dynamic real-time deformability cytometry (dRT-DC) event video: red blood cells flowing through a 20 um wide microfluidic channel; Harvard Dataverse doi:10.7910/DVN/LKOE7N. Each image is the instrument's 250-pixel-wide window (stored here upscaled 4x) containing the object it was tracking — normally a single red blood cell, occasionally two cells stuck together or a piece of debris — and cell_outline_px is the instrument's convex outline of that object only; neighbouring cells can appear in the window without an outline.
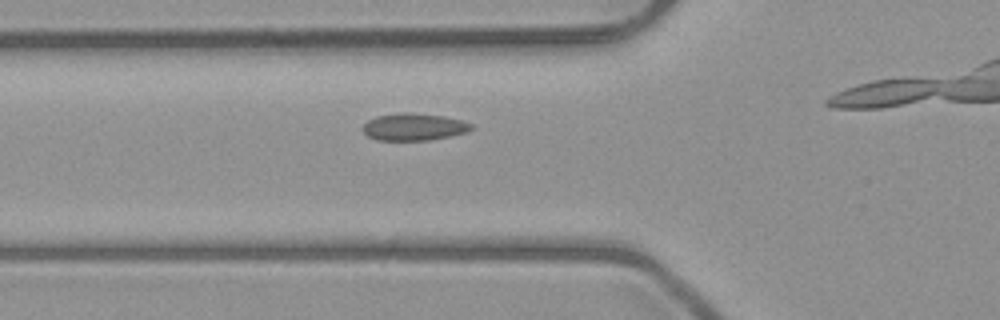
{"species": "common noctule bat (a hibernating species)", "species_latin": "Nyctalus noctula", "temperature_condition": "room temperature", "stored_images_in_passage": 14, "camera_frame_rate_fps": 3000, "um_per_image_px": 0.085, "animal": {"sex": "male", "body_mass_g": 23.1, "forearm_length_mm": 52.7}, "frame": {"image": 1, "passage_image": 7, "time_ms": 2.0, "image_size_px": [1000, 320], "cell_outline_px": [[476, 128], [468, 132], [452, 136], [428, 140], [376, 140], [368, 136], [360, 128], [368, 120], [376, 116], [396, 112], [412, 112], [444, 116], [460, 120], [472, 124]], "centroid_in_image_um": [35.18, 10.78], "position_along_channel_um": 90.6, "area_um2": 17.51}}
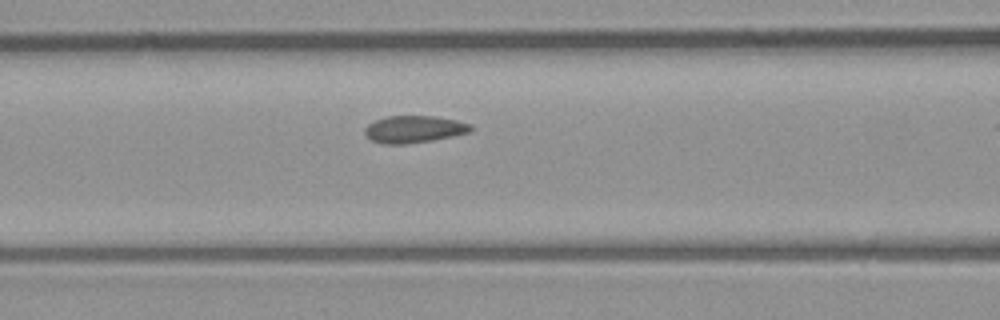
{"frame": {"image": 2, "passage_image": 10, "time_ms": 3.0, "image_size_px": [1000, 320], "cell_outline_px": [[472, 128], [468, 132], [452, 136], [432, 140], [408, 144], [384, 144], [372, 140], [364, 132], [364, 128], [368, 124], [384, 116], [432, 116], [456, 120], [472, 124]], "centroid_in_image_um": [35.17, 10.98], "position_along_channel_um": 131.4, "area_um2": 16.65}}